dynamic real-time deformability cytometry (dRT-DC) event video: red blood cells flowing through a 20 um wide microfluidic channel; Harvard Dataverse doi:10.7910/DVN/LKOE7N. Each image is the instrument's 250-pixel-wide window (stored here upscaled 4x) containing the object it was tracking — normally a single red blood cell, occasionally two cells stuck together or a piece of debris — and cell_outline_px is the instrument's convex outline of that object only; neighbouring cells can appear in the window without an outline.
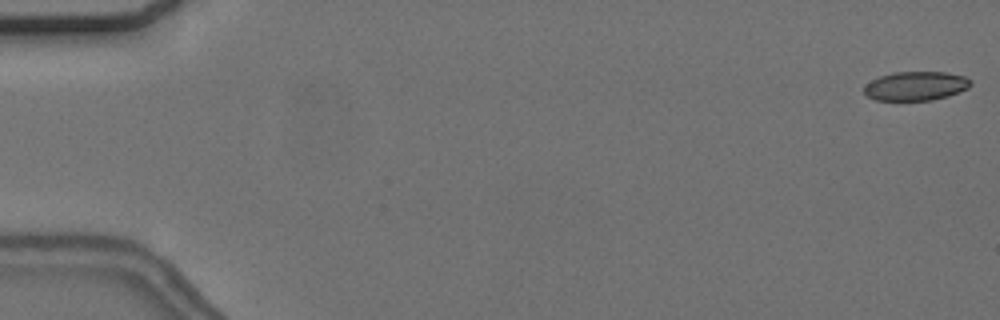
{"species": "common noctule bat (a hibernating species)", "species_latin": "Nyctalus noctula", "temperature_condition": "cold", "stored_images_in_passage": 56, "camera_frame_rate_fps": 3000, "um_per_image_px": 0.085, "animal": {"sex": "female", "body_mass_g": 24.6, "forearm_length_mm": 56.2}, "frame": {"image": 1, "passage_image": 1, "time_ms": 0.0, "image_size_px": [1000, 320], "cell_outline_px": [[972, 84], [968, 88], [948, 96], [932, 100], [876, 100], [868, 96], [864, 92], [864, 88], [872, 80], [880, 76], [892, 72], [944, 72], [964, 76], [972, 80]], "centroid_in_image_um": [77.87, 7.3], "position_along_channel_um": 7.1, "area_um2": 17.92}}
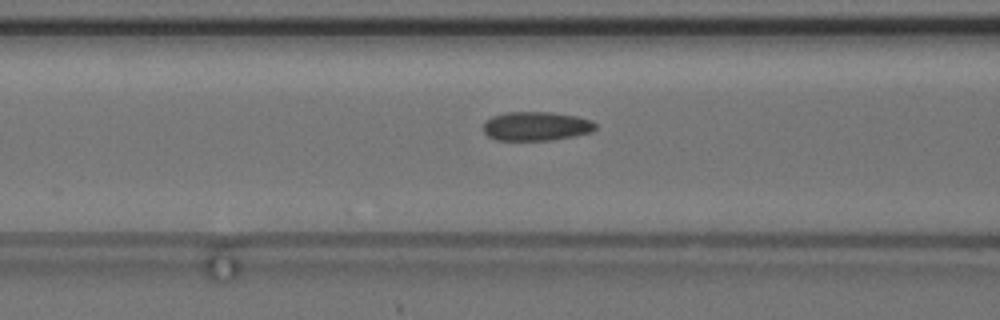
{"frame": {"image": 2, "passage_image": 23, "time_ms": 7.333, "image_size_px": [1000, 320], "cell_outline_px": [[596, 128], [588, 132], [576, 136], [552, 140], [496, 140], [488, 136], [484, 132], [484, 124], [492, 116], [508, 112], [552, 112], [576, 116], [592, 120], [596, 124]], "centroid_in_image_um": [45.59, 10.73], "position_along_channel_um": 121.0, "area_um2": 18.9}}
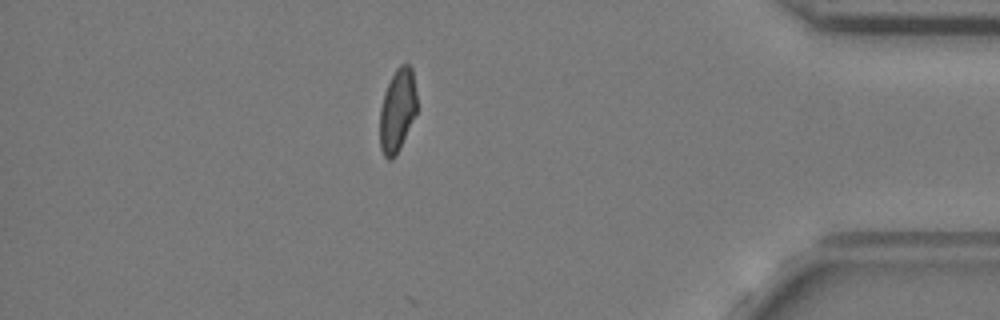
{"frame": {"image": 3, "passage_image": 49, "time_ms": 16.0, "image_size_px": [1000, 320], "cell_outline_px": [[416, 112], [400, 148], [396, 156], [392, 160], [388, 160], [384, 156], [380, 148], [380, 108], [384, 92], [396, 68], [400, 64], [408, 64], [412, 68], [416, 92]], "centroid_in_image_um": [33.76, 9.4], "position_along_channel_um": 401.4, "area_um2": 17.92}, "authors_computed_cell_mechanics": {"area_um2": 18.9006, "velocity_mm_per_s": 3.6865, "shape_relaxation_time_tau1_ms": null, "shape_relaxation_time_tau2_ms": 1.9122, "deformation_change_tau1": null, "deformation_change_tau2": 0.0649}}